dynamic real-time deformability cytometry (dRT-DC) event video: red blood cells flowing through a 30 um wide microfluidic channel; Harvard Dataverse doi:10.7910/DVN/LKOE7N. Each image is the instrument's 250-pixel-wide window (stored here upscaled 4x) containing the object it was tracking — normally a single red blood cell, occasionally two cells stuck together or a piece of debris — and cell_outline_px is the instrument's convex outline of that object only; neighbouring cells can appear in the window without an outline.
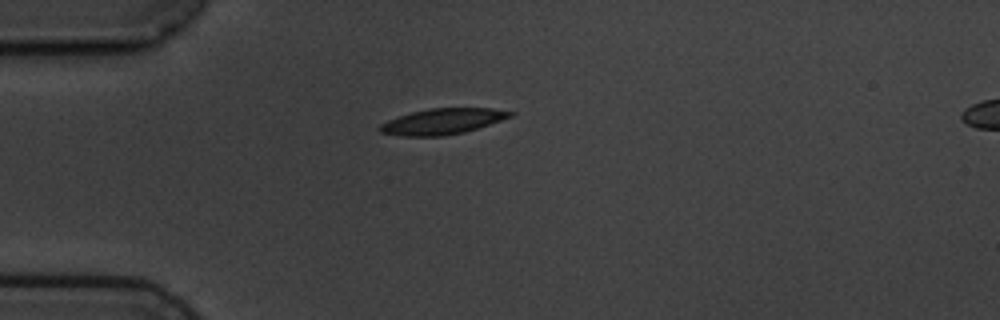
{"species": "common noctule bat (a hibernating species)", "species_latin": "Nyctalus noctula", "temperature_condition": "cold", "stored_images_in_passage": 3, "camera_frame_rate_fps": 3000, "um_per_image_px": 0.085, "animal": {"sex": "male", "body_mass_g": 19.5, "forearm_length_mm": 54.6}, "frame": {"image": 1, "passage_image": 1, "time_ms": 0.0, "image_size_px": [1000, 320], "cell_outline_px": [[516, 112], [512, 116], [464, 132], [444, 136], [400, 136], [380, 132], [376, 128], [380, 124], [388, 120], [412, 112], [428, 108], [492, 108]], "centroid_in_image_um": [37.57, 10.32], "position_along_channel_um": 47.4, "area_um2": 19.48}}
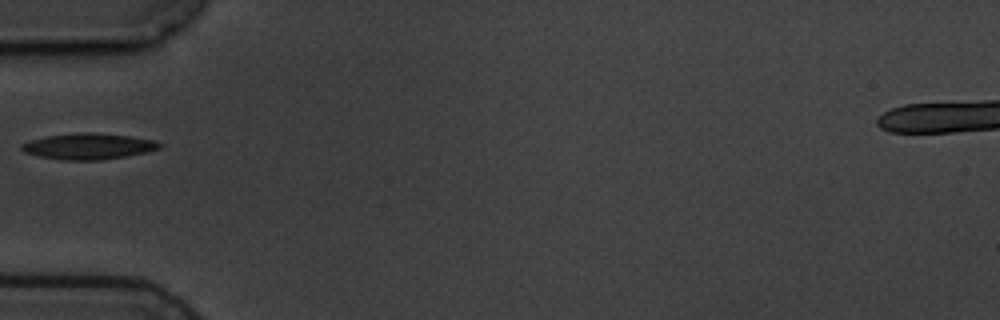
{"frame": {"image": 2, "passage_image": 2, "time_ms": 1.333, "image_size_px": [1000, 320], "cell_outline_px": [[164, 144], [160, 148], [148, 152], [100, 160], [60, 160], [40, 156], [24, 152], [20, 148], [20, 144], [44, 136], [76, 132], [96, 132], [128, 136], [152, 140]], "centroid_in_image_um": [7.5, 12.43], "position_along_channel_um": 77.5, "area_um2": 20.98}}
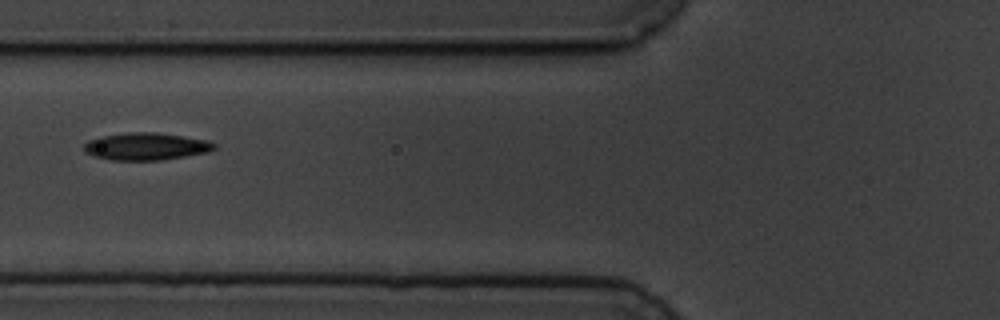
{"frame": {"image": 3, "passage_image": 3, "time_ms": 2.333, "image_size_px": [1000, 320], "cell_outline_px": [[216, 148], [208, 152], [160, 160], [112, 160], [92, 156], [84, 152], [84, 144], [88, 140], [100, 136], [132, 132], [156, 132], [208, 140], [216, 144]], "centroid_in_image_um": [12.39, 12.44], "position_along_channel_um": 113.4, "area_um2": 20.75}}